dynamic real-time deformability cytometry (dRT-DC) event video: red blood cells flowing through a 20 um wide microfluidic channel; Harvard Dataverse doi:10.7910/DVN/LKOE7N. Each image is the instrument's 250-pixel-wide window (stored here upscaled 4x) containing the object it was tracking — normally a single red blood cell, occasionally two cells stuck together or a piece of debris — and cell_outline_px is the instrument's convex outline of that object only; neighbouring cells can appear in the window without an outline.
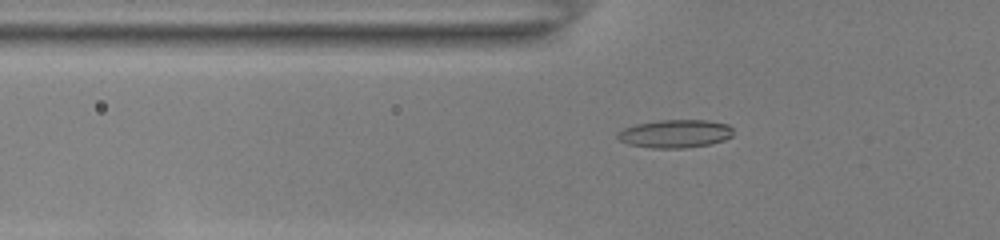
{"species": "common noctule bat (a hibernating species)", "species_latin": "Nyctalus noctula", "temperature_condition": "room temperature", "stored_images_in_passage": 36, "camera_frame_rate_fps": 3000, "um_per_image_px": 0.085, "animal": {"sex": "female", "body_mass_g": 22.0, "forearm_length_mm": 56.7}, "frame": {"image": 1, "passage_image": 2, "time_ms": 0.333, "image_size_px": [1000, 240], "cell_outline_px": [[732, 136], [724, 140], [712, 144], [684, 148], [652, 148], [628, 144], [620, 140], [616, 136], [616, 132], [624, 128], [636, 124], [660, 120], [708, 120], [728, 124], [732, 128]], "centroid_in_image_um": [57.39, 11.36], "position_along_channel_um": 68.4, "area_um2": 19.07}}
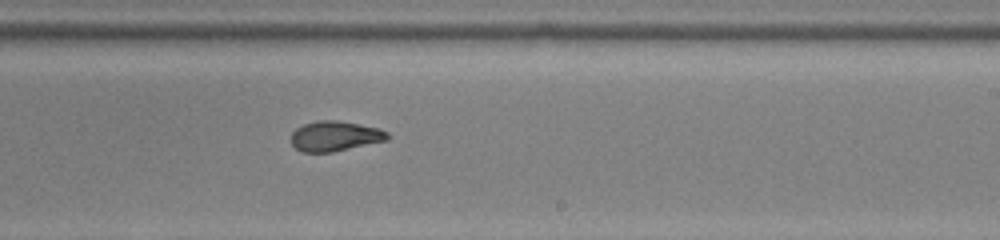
{"frame": {"image": 2, "passage_image": 17, "time_ms": 5.333, "image_size_px": [1000, 240], "cell_outline_px": [[388, 140], [332, 152], [300, 152], [292, 144], [292, 132], [296, 128], [304, 124], [316, 120], [336, 120], [380, 128], [388, 132]], "centroid_in_image_um": [28.47, 11.57], "position_along_channel_um": 260.5, "area_um2": 16.88}}
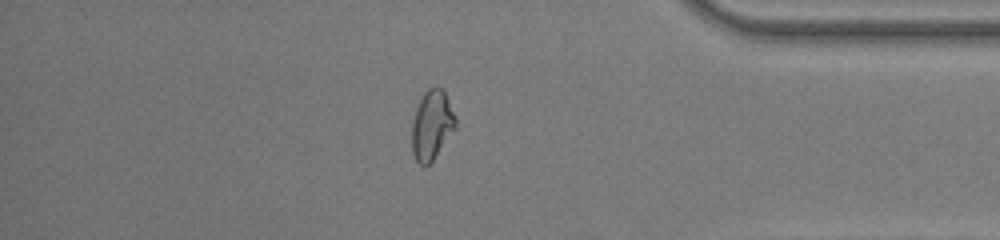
{"frame": {"image": 3, "passage_image": 29, "time_ms": 9.333, "image_size_px": [1000, 240], "cell_outline_px": [[456, 128], [432, 160], [424, 168], [416, 160], [412, 152], [412, 120], [416, 108], [424, 92], [428, 88], [436, 84], [444, 92], [456, 116]], "centroid_in_image_um": [36.7, 10.61], "position_along_channel_um": 398.5, "area_um2": 17.69}, "authors_computed_cell_mechanics": {"area_um2": 17.6579, "velocity_mm_per_s": 3.9131, "shape_relaxation_time_tau1_ms": null, "shape_relaxation_time_tau2_ms": 1.8717, "deformation_change_tau1": null, "deformation_change_tau2": 0.077}}